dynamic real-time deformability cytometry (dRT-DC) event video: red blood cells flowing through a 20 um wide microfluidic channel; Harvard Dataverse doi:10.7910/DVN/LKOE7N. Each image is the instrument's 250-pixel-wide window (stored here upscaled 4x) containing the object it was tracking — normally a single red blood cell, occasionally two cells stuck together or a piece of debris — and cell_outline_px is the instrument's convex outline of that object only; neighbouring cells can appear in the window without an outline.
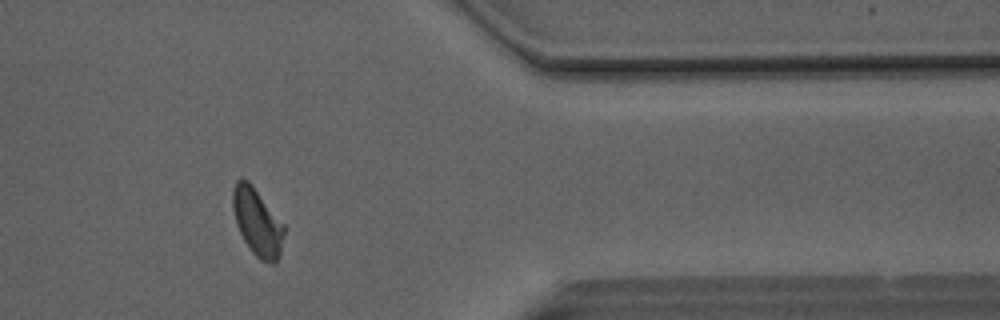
{"species": "Egyptian fruit bat (a non-hibernating species)", "species_latin": "Rousettus aegyptiacus", "temperature_condition": "room temperature", "stored_images_in_passage": 35, "camera_frame_rate_fps": 3000, "um_per_image_px": 0.085, "animal": {"sex": "male"}, "frame": {"image": 1, "passage_image": 26, "time_ms": 8.333, "image_size_px": [1000, 320], "cell_outline_px": [[284, 232], [280, 256], [276, 264], [272, 264], [260, 260], [252, 252], [244, 240], [236, 224], [232, 204], [232, 188], [236, 180], [240, 176], [248, 180], [252, 184], [284, 224]], "centroid_in_image_um": [21.86, 18.86], "position_along_channel_um": 389.5, "area_um2": 20.35}}
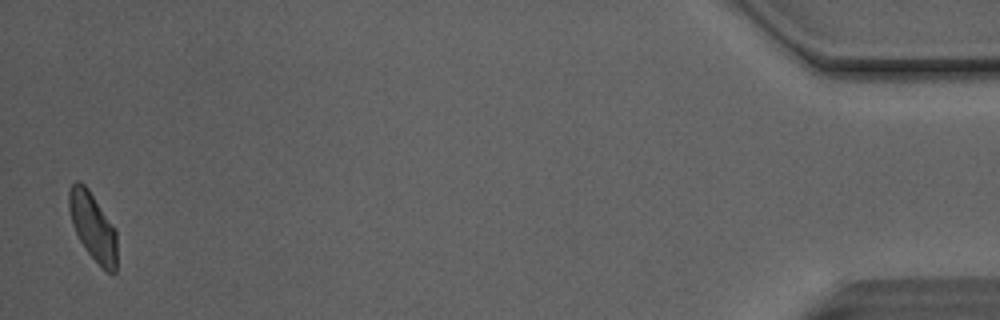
{"frame": {"image": 2, "passage_image": 34, "time_ms": 11.0, "image_size_px": [1000, 320], "cell_outline_px": [[116, 272], [112, 276], [84, 248], [72, 224], [68, 208], [68, 192], [72, 184], [76, 180], [80, 180], [88, 188], [116, 232]], "centroid_in_image_um": [7.87, 19.24], "position_along_channel_um": 427.3, "area_um2": 18.61}, "authors_computed_cell_mechanics": {"area_um2": 19.652, "velocity_mm_per_s": 4.1101, "shape_relaxation_time_tau1_ms": 5.2158, "shape_relaxation_time_tau2_ms": 1.2296, "deformation_change_tau1": 0.1086, "deformation_change_tau2": 0.0553}}